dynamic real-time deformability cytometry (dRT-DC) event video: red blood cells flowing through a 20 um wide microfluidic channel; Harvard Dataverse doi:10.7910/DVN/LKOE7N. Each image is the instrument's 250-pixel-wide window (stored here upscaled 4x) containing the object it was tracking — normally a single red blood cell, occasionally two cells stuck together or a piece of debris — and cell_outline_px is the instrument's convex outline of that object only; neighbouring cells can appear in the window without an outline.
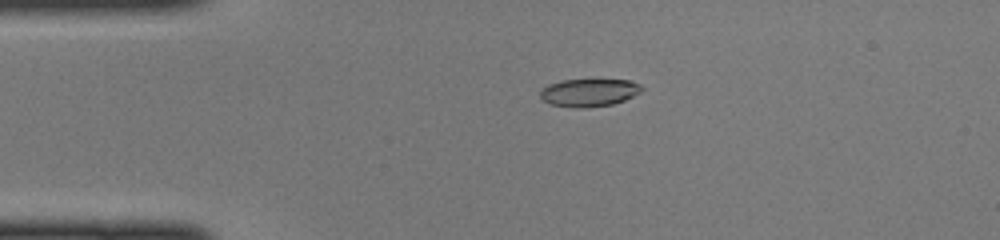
{"species": "common noctule bat (a hibernating species)", "species_latin": "Nyctalus noctula", "temperature_condition": "cold", "stored_images_in_passage": 47, "camera_frame_rate_fps": 3000, "um_per_image_px": 0.085, "animal": {"sex": "female", "body_mass_g": 22.0, "forearm_length_mm": 56.7}, "frame": {"image": 1, "passage_image": 10, "time_ms": 3.0, "image_size_px": [1000, 240], "cell_outline_px": [[644, 88], [640, 92], [624, 100], [612, 104], [576, 108], [552, 104], [544, 100], [540, 96], [540, 88], [548, 84], [560, 80], [628, 80], [640, 84]], "centroid_in_image_um": [50.05, 7.85], "position_along_channel_um": 35.0, "area_um2": 16.24}}
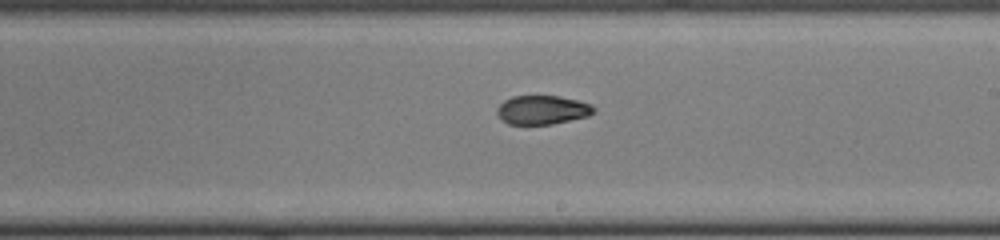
{"frame": {"image": 2, "passage_image": 27, "time_ms": 8.667, "image_size_px": [1000, 240], "cell_outline_px": [[596, 112], [588, 116], [552, 124], [508, 124], [500, 120], [496, 112], [496, 108], [504, 100], [512, 96], [560, 96], [592, 104], [596, 108]], "centroid_in_image_um": [46.09, 9.34], "position_along_channel_um": 242.9, "area_um2": 16.47}}
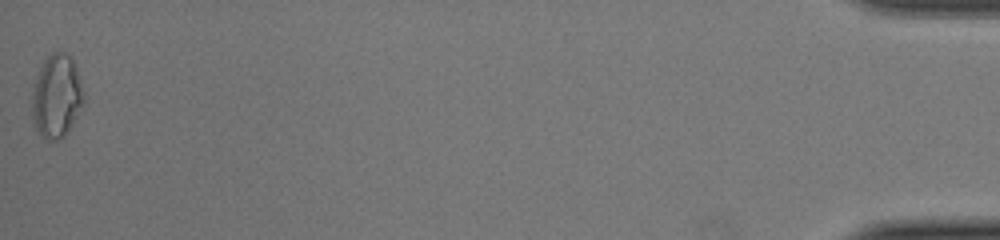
{"frame": {"image": 3, "passage_image": 47, "time_ms": 15.333, "image_size_px": [1000, 240], "cell_outline_px": [[84, 104], [72, 124], [64, 136], [56, 140], [48, 140], [36, 128], [32, 116], [32, 84], [44, 60], [52, 52], [64, 52], [72, 56], [84, 92]], "centroid_in_image_um": [4.81, 8.14], "position_along_channel_um": 430.4, "area_um2": 25.09}}